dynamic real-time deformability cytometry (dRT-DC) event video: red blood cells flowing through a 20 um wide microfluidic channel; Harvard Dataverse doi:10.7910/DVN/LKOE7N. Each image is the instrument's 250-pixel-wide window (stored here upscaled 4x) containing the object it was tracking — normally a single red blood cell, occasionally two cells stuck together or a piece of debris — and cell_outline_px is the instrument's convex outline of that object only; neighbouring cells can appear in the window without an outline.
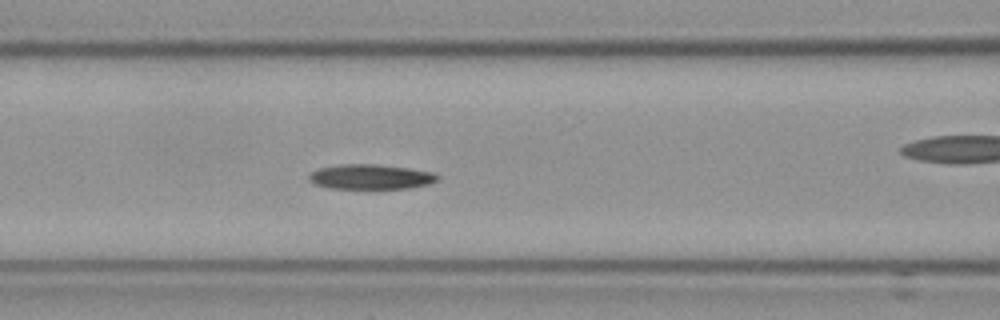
{"species": "Egyptian fruit bat (a non-hibernating species)", "species_latin": "Rousettus aegyptiacus", "temperature_condition": "cold", "stored_images_in_passage": 58, "camera_frame_rate_fps": 3000, "um_per_image_px": 0.085, "frame": {"image": 1, "passage_image": 25, "time_ms": 8.0, "image_size_px": [1000, 320], "cell_outline_px": [[440, 180], [428, 184], [412, 188], [328, 188], [316, 184], [308, 180], [308, 176], [312, 172], [320, 168], [340, 164], [376, 164], [408, 168], [432, 172], [440, 176]], "centroid_in_image_um": [31.54, 15.03], "position_along_channel_um": 135.1, "area_um2": 18.61}, "authors_computed_cell_mechanics": {"area_um2": 18.4382, "velocity_mm_per_s": 3.566, "shape_relaxation_time_tau1_ms": 6.754, "shape_relaxation_time_tau2_ms": null, "deformation_change_tau1": 0.139, "deformation_change_tau2": null}}